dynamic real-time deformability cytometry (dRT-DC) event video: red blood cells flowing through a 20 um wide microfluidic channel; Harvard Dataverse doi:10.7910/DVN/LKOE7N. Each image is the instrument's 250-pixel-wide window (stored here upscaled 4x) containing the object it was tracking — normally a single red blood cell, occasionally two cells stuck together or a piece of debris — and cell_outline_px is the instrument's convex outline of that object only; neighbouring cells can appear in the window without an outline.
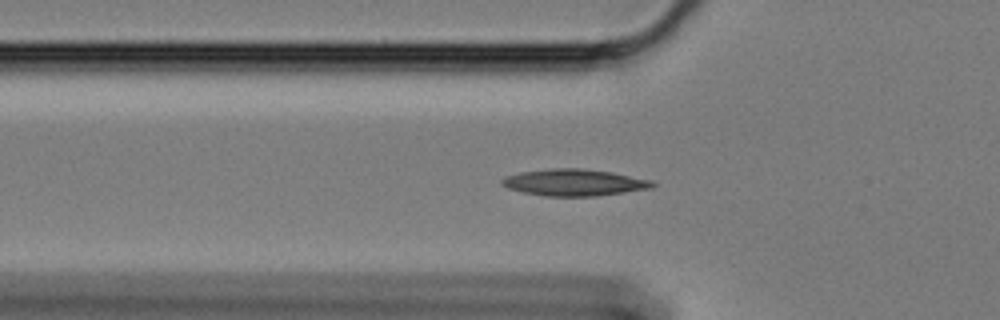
{"species": "Egyptian fruit bat (a non-hibernating species)", "species_latin": "Rousettus aegyptiacus", "temperature_condition": "cold", "stored_images_in_passage": 51, "camera_frame_rate_fps": 3000, "um_per_image_px": 0.085, "animal": {"sex": "female"}, "frame": {"image": 1, "passage_image": 11, "time_ms": 3.333, "image_size_px": [1000, 320], "cell_outline_px": [[656, 184], [652, 188], [596, 196], [544, 196], [524, 192], [508, 188], [500, 184], [500, 180], [508, 176], [520, 172], [552, 168], [580, 168], [612, 172], [652, 180]], "centroid_in_image_um": [48.81, 15.51], "position_along_channel_um": 77.0, "area_um2": 23.35}}
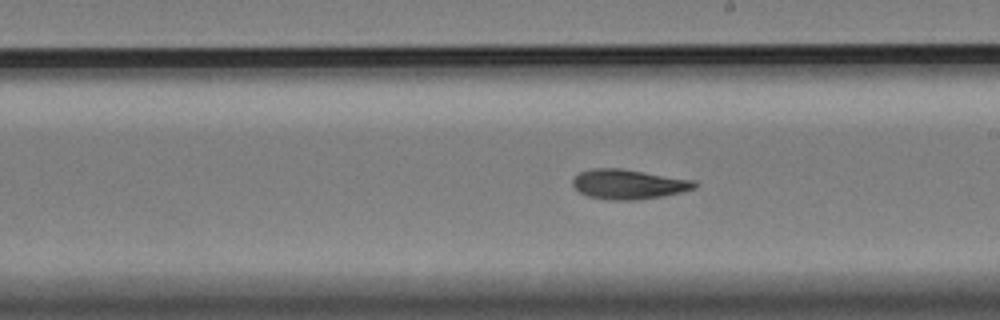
{"frame": {"image": 2, "passage_image": 25, "time_ms": 8.0, "image_size_px": [1000, 320], "cell_outline_px": [[700, 184], [696, 188], [680, 192], [660, 196], [636, 200], [608, 200], [588, 196], [580, 192], [572, 184], [572, 180], [580, 172], [592, 168], [620, 168], [696, 180]], "centroid_in_image_um": [53.45, 15.65], "position_along_channel_um": 235.6, "area_um2": 21.15}}
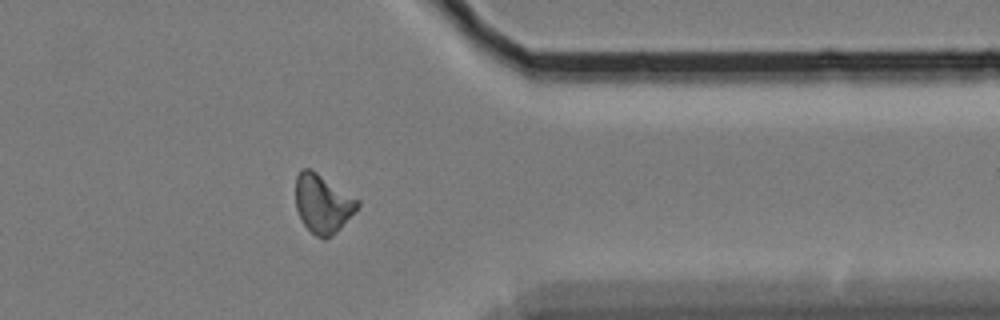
{"frame": {"image": 3, "passage_image": 39, "time_ms": 12.667, "image_size_px": [1000, 320], "cell_outline_px": [[360, 204], [340, 228], [332, 236], [324, 240], [316, 236], [304, 224], [296, 208], [296, 176], [304, 168], [308, 168], [316, 172], [360, 200]], "centroid_in_image_um": [27.43, 17.32], "position_along_channel_um": 384.0, "area_um2": 20.81}, "authors_computed_cell_mechanics": {"area_um2": 20.6924, "velocity_mm_per_s": 3.3842, "shape_relaxation_time_tau1_ms": null, "shape_relaxation_time_tau2_ms": 5.0146, "deformation_change_tau1": null, "deformation_change_tau2": 0.1106}}